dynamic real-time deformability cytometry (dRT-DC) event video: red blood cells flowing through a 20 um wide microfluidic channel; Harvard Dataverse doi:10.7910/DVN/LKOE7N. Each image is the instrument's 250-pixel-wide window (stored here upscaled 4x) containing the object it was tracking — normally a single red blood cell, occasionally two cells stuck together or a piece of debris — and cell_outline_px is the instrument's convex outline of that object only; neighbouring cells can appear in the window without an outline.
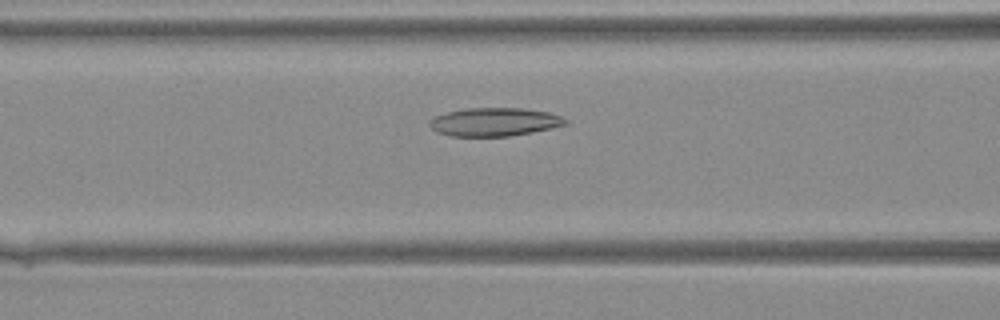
{"species": "Egyptian fruit bat (a non-hibernating species)", "species_latin": "Rousettus aegyptiacus", "temperature_condition": "warm", "stored_images_in_passage": 20, "camera_frame_rate_fps": 3000, "um_per_image_px": 0.085, "animal": {"sex": "female"}, "frame": {"image": 1, "passage_image": 4, "time_ms": 1.0, "image_size_px": [1000, 320], "cell_outline_px": [[568, 124], [552, 128], [532, 132], [508, 136], [448, 136], [432, 128], [428, 124], [428, 120], [436, 116], [448, 112], [464, 108], [524, 108], [548, 112], [560, 116], [568, 120]], "centroid_in_image_um": [42.04, 10.36], "position_along_channel_um": 124.6, "area_um2": 22.43}}
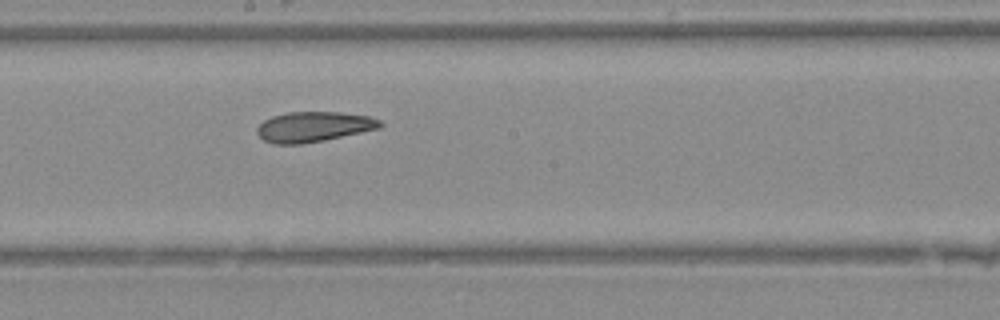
{"frame": {"image": 2, "passage_image": 10, "time_ms": 3.0, "image_size_px": [1000, 320], "cell_outline_px": [[384, 124], [380, 128], [324, 140], [300, 144], [276, 144], [264, 140], [256, 132], [256, 128], [264, 120], [272, 116], [288, 112], [340, 112], [368, 116], [380, 120]], "centroid_in_image_um": [26.66, 10.77], "position_along_channel_um": 221.5, "area_um2": 21.56}}
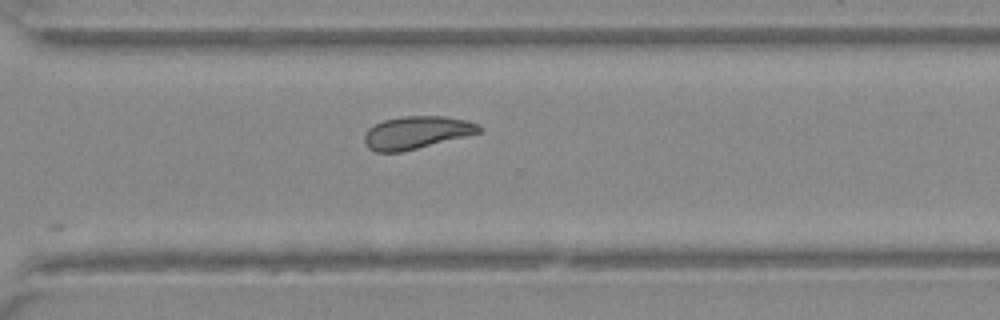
{"frame": {"image": 3, "passage_image": 17, "time_ms": 5.333, "image_size_px": [1000, 320], "cell_outline_px": [[484, 128], [480, 132], [400, 152], [376, 152], [368, 148], [364, 144], [364, 136], [368, 128], [384, 120], [404, 116], [444, 116], [468, 120], [480, 124]], "centroid_in_image_um": [35.4, 11.25], "position_along_channel_um": 335.2, "area_um2": 21.68}}